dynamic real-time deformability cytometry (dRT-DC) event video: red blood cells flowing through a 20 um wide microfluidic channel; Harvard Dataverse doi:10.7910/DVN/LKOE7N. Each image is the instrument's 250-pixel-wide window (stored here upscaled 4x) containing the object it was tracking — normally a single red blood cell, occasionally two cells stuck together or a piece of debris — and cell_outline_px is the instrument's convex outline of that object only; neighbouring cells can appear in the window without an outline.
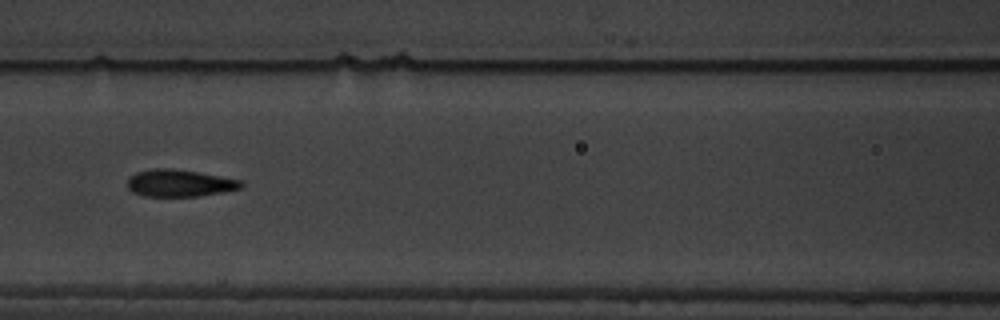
{"species": "common noctule bat (a hibernating species)", "species_latin": "Nyctalus noctula", "temperature_condition": "warm", "stored_images_in_passage": 9, "camera_frame_rate_fps": 3000, "um_per_image_px": 0.085, "animal": {"sex": "male", "body_mass_g": 19.5, "forearm_length_mm": 54.6}, "frame": {"image": 1, "passage_image": 4, "time_ms": 3.667, "image_size_px": [1000, 320], "cell_outline_px": [[244, 184], [240, 188], [224, 192], [196, 196], [144, 196], [132, 192], [128, 188], [128, 176], [136, 172], [152, 168], [172, 168], [220, 176], [240, 180]], "centroid_in_image_um": [15.22, 15.56], "position_along_channel_um": 151.4, "area_um2": 17.92}}
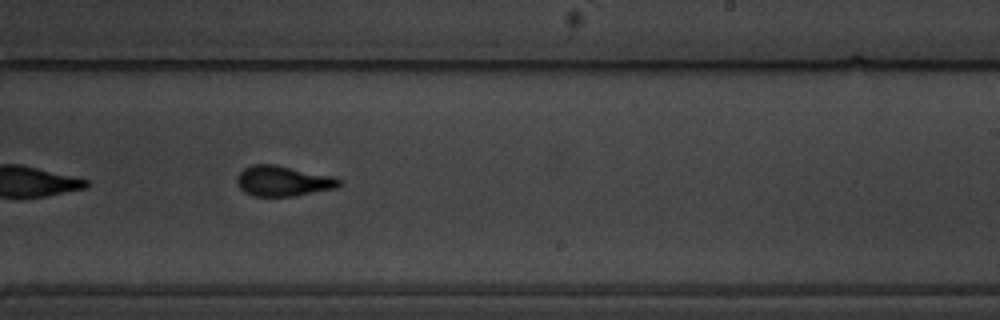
{"frame": {"image": 2, "passage_image": 7, "time_ms": 7.0, "image_size_px": [1000, 320], "cell_outline_px": [[340, 184], [336, 188], [292, 196], [252, 196], [244, 192], [236, 184], [236, 176], [244, 168], [252, 164], [276, 164], [332, 176], [340, 180]], "centroid_in_image_um": [24.0, 15.38], "position_along_channel_um": 265.0, "area_um2": 18.09}}